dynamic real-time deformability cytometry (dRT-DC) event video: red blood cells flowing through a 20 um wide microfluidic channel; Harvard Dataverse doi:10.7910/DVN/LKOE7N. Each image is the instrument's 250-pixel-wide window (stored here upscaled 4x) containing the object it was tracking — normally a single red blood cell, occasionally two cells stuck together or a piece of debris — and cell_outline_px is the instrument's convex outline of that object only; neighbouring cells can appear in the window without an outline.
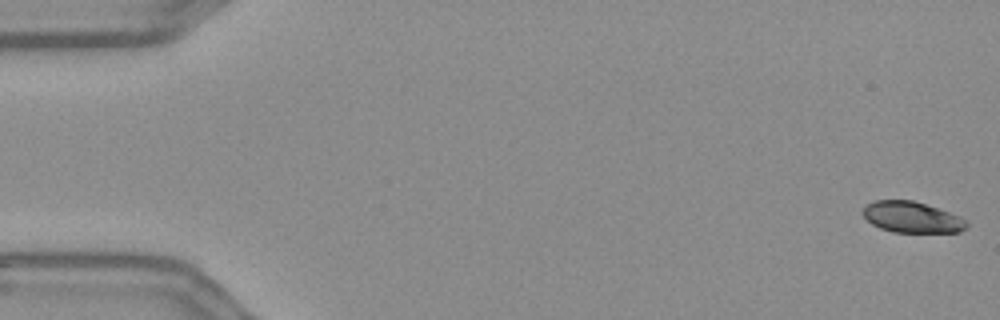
{"species": "Egyptian fruit bat (a non-hibernating species)", "species_latin": "Rousettus aegyptiacus", "temperature_condition": "warm", "stored_images_in_passage": 56, "camera_frame_rate_fps": 3000, "um_per_image_px": 0.085, "frame": {"image": 1, "passage_image": 1, "time_ms": 0.0, "image_size_px": [1000, 320], "cell_outline_px": [[968, 228], [960, 232], [892, 232], [880, 228], [872, 224], [860, 212], [868, 204], [876, 200], [912, 200], [960, 216], [968, 220]], "centroid_in_image_um": [77.53, 18.47], "position_along_channel_um": 7.5, "area_um2": 18.73}}
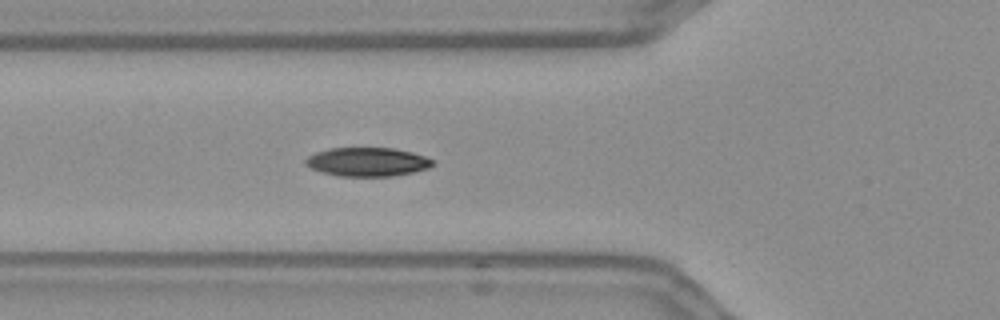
{"frame": {"image": 2, "passage_image": 20, "time_ms": 6.333, "image_size_px": [1000, 320], "cell_outline_px": [[432, 164], [428, 168], [412, 172], [392, 176], [340, 176], [320, 172], [304, 164], [304, 160], [308, 156], [316, 152], [328, 148], [392, 148], [412, 152], [424, 156], [432, 160]], "centroid_in_image_um": [31.17, 13.76], "position_along_channel_um": 94.6, "area_um2": 21.21}}
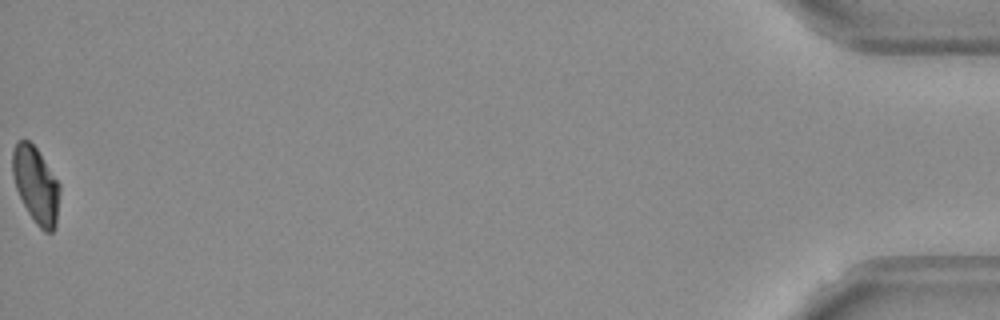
{"frame": {"image": 3, "passage_image": 56, "time_ms": 18.333, "image_size_px": [1000, 320], "cell_outline_px": [[60, 188], [56, 228], [52, 232], [44, 232], [36, 224], [28, 212], [16, 188], [12, 176], [12, 148], [16, 140], [28, 140], [36, 148], [60, 184]], "centroid_in_image_um": [3.04, 15.72], "position_along_channel_um": 432.2, "area_um2": 21.04}, "authors_computed_cell_mechanics": {"area_um2": 21.2415, "velocity_mm_per_s": 3.6539, "shape_relaxation_time_tau1_ms": 3.8011, "shape_relaxation_time_tau2_ms": 2.3154, "deformation_change_tau1": 0.1362, "deformation_change_tau2": 0.0556}}